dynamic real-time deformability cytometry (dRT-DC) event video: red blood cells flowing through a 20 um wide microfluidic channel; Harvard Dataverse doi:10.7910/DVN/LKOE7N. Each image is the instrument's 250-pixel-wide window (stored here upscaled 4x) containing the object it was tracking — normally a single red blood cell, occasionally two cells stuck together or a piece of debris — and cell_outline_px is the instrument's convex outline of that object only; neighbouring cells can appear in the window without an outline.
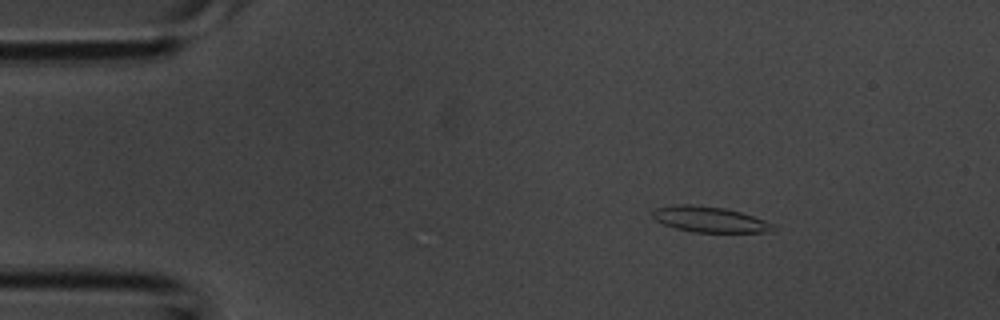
{"species": "common noctule bat (a hibernating species)", "species_latin": "Nyctalus noctula", "temperature_condition": "room temperature", "stored_images_in_passage": 3, "camera_frame_rate_fps": 3000, "um_per_image_px": 0.085, "animal": {"sex": "male", "body_mass_g": 20.1, "forearm_length_mm": 53.5}, "frame": {"image": 1, "passage_image": 1, "time_ms": 0.0, "image_size_px": [1000, 320], "cell_outline_px": [[776, 224], [768, 232], [692, 232], [676, 228], [664, 224], [656, 220], [652, 216], [652, 212], [656, 208], [676, 204], [688, 204], [724, 208], [740, 212]], "centroid_in_image_um": [60.29, 18.65], "position_along_channel_um": 24.7, "area_um2": 17.8}}